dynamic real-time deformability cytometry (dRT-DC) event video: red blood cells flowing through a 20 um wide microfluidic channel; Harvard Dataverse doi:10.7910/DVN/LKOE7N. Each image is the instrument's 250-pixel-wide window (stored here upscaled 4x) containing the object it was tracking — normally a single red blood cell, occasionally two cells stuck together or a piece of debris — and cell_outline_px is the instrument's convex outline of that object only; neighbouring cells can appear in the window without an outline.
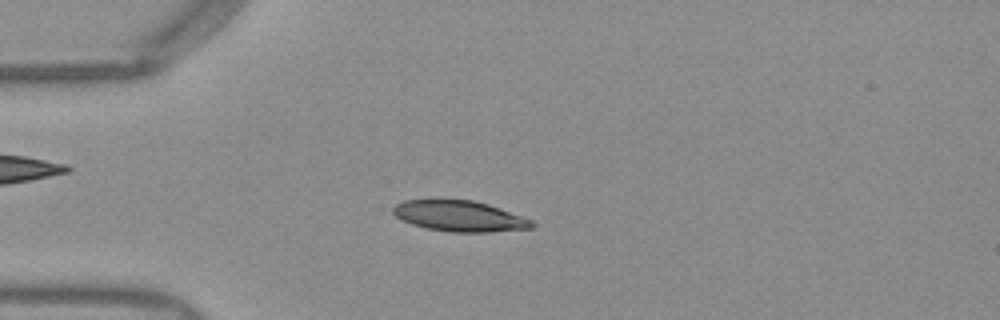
{"species": "Egyptian fruit bat (a non-hibernating species)", "species_latin": "Rousettus aegyptiacus", "temperature_condition": "warm", "stored_images_in_passage": 46, "camera_frame_rate_fps": 3000, "um_per_image_px": 0.085, "frame": {"image": 1, "passage_image": 8, "time_ms": 2.333, "image_size_px": [1000, 320], "cell_outline_px": [[536, 224], [532, 228], [488, 232], [448, 232], [424, 228], [412, 224], [396, 216], [392, 212], [392, 208], [396, 204], [404, 200], [472, 200], [488, 204], [500, 208], [532, 220]], "centroid_in_image_um": [39.06, 18.38], "position_along_channel_um": 45.9, "area_um2": 24.8}}
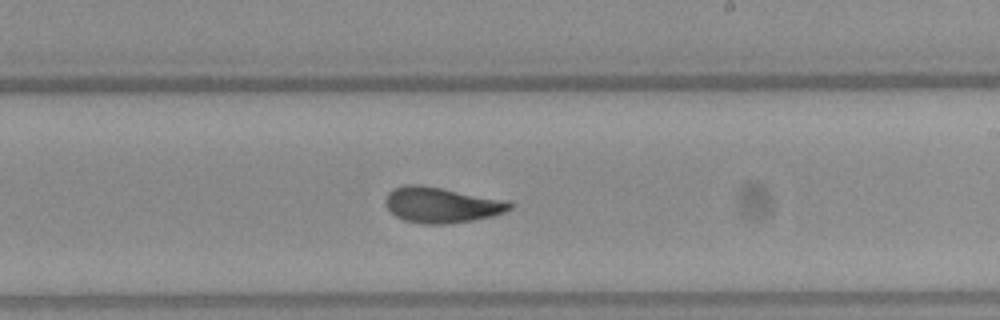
{"frame": {"image": 2, "passage_image": 25, "time_ms": 8.0, "image_size_px": [1000, 320], "cell_outline_px": [[512, 208], [504, 212], [492, 216], [472, 220], [448, 224], [424, 224], [404, 220], [396, 216], [384, 204], [384, 200], [388, 192], [404, 184], [420, 184], [508, 200], [512, 204]], "centroid_in_image_um": [37.52, 17.41], "position_along_channel_um": 251.5, "area_um2": 25.84}}
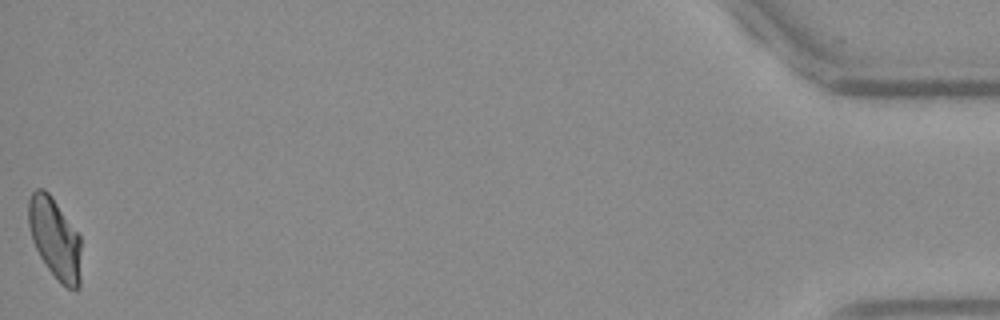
{"frame": {"image": 3, "passage_image": 46, "time_ms": 15.0, "image_size_px": [1000, 320], "cell_outline_px": [[80, 284], [76, 288], [68, 288], [60, 284], [48, 268], [40, 256], [32, 240], [28, 224], [28, 200], [32, 192], [36, 188], [44, 188], [52, 196], [80, 236]], "centroid_in_image_um": [4.65, 20.24], "position_along_channel_um": 430.6, "area_um2": 24.74}, "authors_computed_cell_mechanics": {"area_um2": 25.0274, "velocity_mm_per_s": 3.9366, "shape_relaxation_time_tau1_ms": 4.703, "shape_relaxation_time_tau2_ms": 1.258, "deformation_change_tau1": 0.1589, "deformation_change_tau2": 0.0694}}